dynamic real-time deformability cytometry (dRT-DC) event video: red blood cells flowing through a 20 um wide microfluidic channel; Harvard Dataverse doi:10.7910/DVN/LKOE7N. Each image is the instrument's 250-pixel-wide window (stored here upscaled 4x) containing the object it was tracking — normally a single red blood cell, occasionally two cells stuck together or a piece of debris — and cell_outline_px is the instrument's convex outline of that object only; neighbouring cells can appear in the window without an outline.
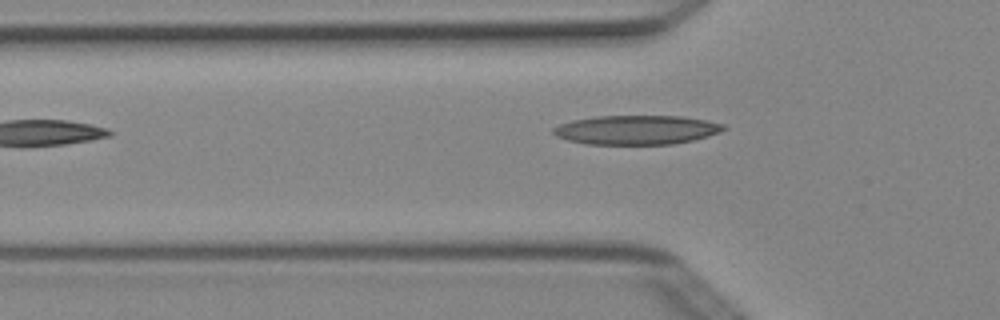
{"species": "Egyptian fruit bat (a non-hibernating species)", "species_latin": "Rousettus aegyptiacus", "temperature_condition": "cold", "stored_images_in_passage": 7, "camera_frame_rate_fps": 3000, "um_per_image_px": 0.085, "animal": {"sex": "female"}, "frame": {"image": 1, "passage_image": 5, "time_ms": 1.333, "image_size_px": [1000, 320], "cell_outline_px": [[728, 128], [720, 132], [708, 136], [692, 140], [672, 144], [584, 144], [568, 140], [556, 136], [552, 132], [552, 128], [560, 124], [572, 120], [596, 116], [680, 116], [704, 120], [724, 124]], "centroid_in_image_um": [54.08, 11.04], "position_along_channel_um": 71.7, "area_um2": 28.96}}
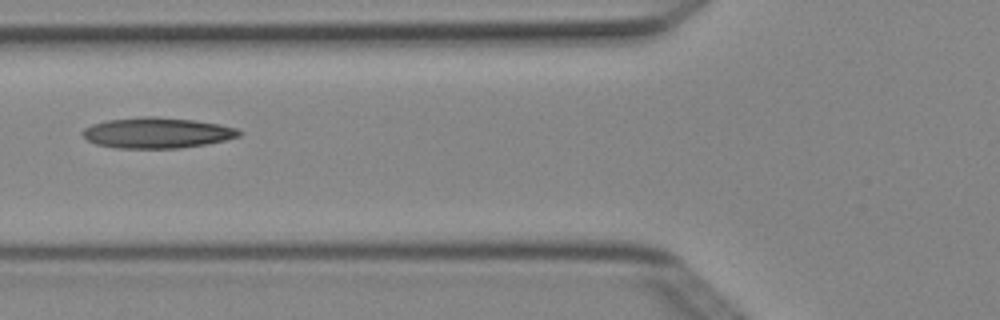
{"frame": {"image": 2, "passage_image": 6, "time_ms": 1.667, "image_size_px": [1000, 320], "cell_outline_px": [[244, 132], [240, 136], [224, 140], [204, 144], [180, 148], [116, 148], [96, 144], [88, 140], [80, 132], [84, 128], [92, 124], [108, 120], [140, 116], [156, 116], [192, 120], [220, 124], [236, 128]], "centroid_in_image_um": [13.34, 11.28], "position_along_channel_um": 112.5, "area_um2": 27.98}}
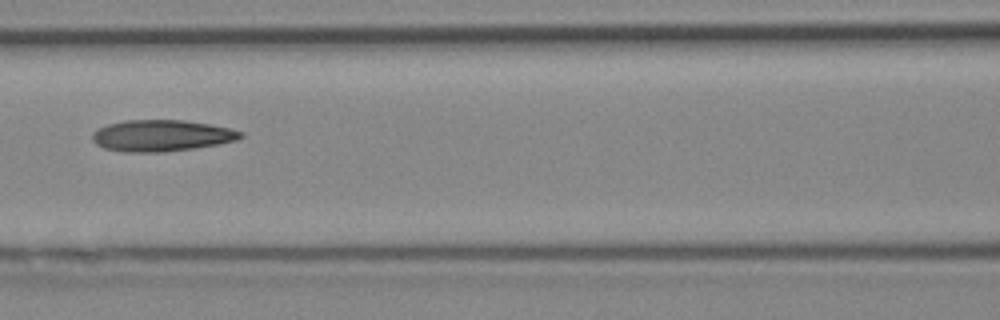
{"frame": {"image": 3, "passage_image": 7, "time_ms": 2.0, "image_size_px": [1000, 320], "cell_outline_px": [[244, 136], [240, 140], [220, 144], [164, 152], [124, 152], [104, 148], [96, 144], [92, 140], [92, 132], [96, 128], [108, 124], [124, 120], [184, 120], [208, 124], [228, 128], [244, 132]], "centroid_in_image_um": [13.72, 11.53], "position_along_channel_um": 152.9, "area_um2": 27.34}}